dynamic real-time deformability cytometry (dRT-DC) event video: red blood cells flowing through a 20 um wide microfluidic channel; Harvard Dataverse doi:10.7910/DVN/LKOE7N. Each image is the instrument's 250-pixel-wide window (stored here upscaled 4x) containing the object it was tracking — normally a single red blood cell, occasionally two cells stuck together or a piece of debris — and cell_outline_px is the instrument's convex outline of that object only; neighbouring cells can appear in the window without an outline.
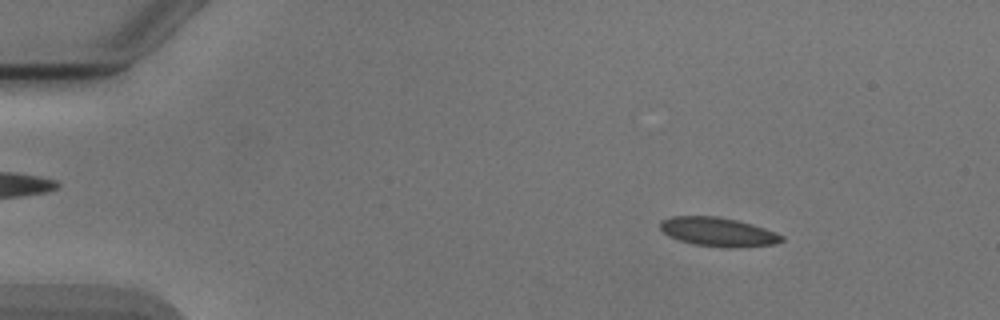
{"species": "Egyptian fruit bat (a non-hibernating species)", "species_latin": "Rousettus aegyptiacus", "temperature_condition": "cold", "stored_images_in_passage": 52, "camera_frame_rate_fps": 3000, "um_per_image_px": 0.085, "animal": {"sex": "male"}, "frame": {"image": 1, "passage_image": 7, "time_ms": 2.0, "image_size_px": [1000, 320], "cell_outline_px": [[784, 240], [776, 244], [736, 248], [720, 248], [692, 244], [668, 236], [660, 228], [660, 220], [672, 216], [716, 216], [736, 220], [752, 224], [764, 228], [784, 236]], "centroid_in_image_um": [61.03, 19.72], "position_along_channel_um": 24.0, "area_um2": 20.69}}
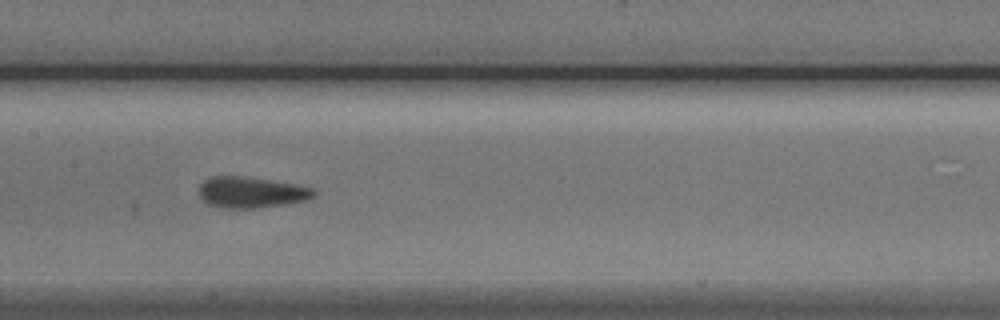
{"frame": {"image": 2, "passage_image": 26, "time_ms": 8.333, "image_size_px": [1000, 320], "cell_outline_px": [[316, 196], [308, 200], [288, 204], [256, 208], [220, 208], [208, 204], [200, 200], [200, 184], [208, 176], [240, 176], [268, 180], [292, 184], [312, 188], [316, 192]], "centroid_in_image_um": [21.33, 16.36], "position_along_channel_um": 186.1, "area_um2": 20.87}}
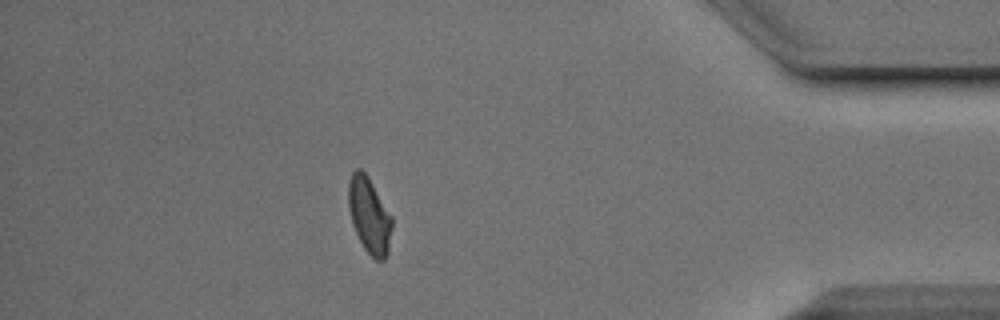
{"frame": {"image": 3, "passage_image": 46, "time_ms": 15.0, "image_size_px": [1000, 320], "cell_outline_px": [[392, 228], [388, 252], [384, 260], [376, 260], [364, 248], [352, 224], [348, 204], [348, 184], [352, 172], [356, 168], [360, 168], [364, 172], [392, 216]], "centroid_in_image_um": [31.39, 18.32], "position_along_channel_um": 403.8, "area_um2": 18.96}, "authors_computed_cell_mechanics": {"area_um2": 20.4323, "velocity_mm_per_s": 3.8846, "shape_relaxation_time_tau1_ms": 4.7777, "shape_relaxation_time_tau2_ms": 1.5707, "deformation_change_tau1": 0.1098, "deformation_change_tau2": 0.0599}}